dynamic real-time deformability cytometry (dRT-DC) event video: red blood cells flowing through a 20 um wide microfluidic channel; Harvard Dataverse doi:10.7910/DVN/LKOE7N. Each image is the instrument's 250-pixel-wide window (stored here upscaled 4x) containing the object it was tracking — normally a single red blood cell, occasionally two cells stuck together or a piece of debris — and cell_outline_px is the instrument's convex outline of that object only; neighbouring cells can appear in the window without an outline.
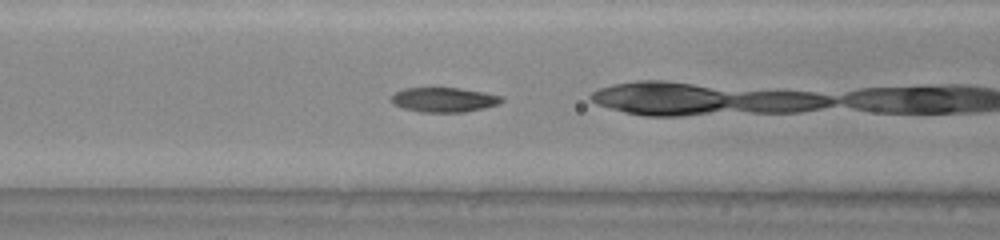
{"species": "common noctule bat (a hibernating species)", "species_latin": "Nyctalus noctula", "temperature_condition": "warm", "stored_images_in_passage": 31, "camera_frame_rate_fps": 3000, "um_per_image_px": 0.085, "animal": {"sex": "male", "body_mass_g": 20.0, "forearm_length_mm": 53.3}, "frame": {"image": 1, "passage_image": 19, "time_ms": 6.0, "image_size_px": [1000, 240], "cell_outline_px": [[504, 100], [500, 104], [484, 108], [464, 112], [420, 112], [404, 108], [392, 104], [388, 100], [396, 92], [404, 88], [460, 88], [484, 92], [504, 96]], "centroid_in_image_um": [37.75, 8.48], "position_along_channel_um": 128.8, "area_um2": 16.01}}